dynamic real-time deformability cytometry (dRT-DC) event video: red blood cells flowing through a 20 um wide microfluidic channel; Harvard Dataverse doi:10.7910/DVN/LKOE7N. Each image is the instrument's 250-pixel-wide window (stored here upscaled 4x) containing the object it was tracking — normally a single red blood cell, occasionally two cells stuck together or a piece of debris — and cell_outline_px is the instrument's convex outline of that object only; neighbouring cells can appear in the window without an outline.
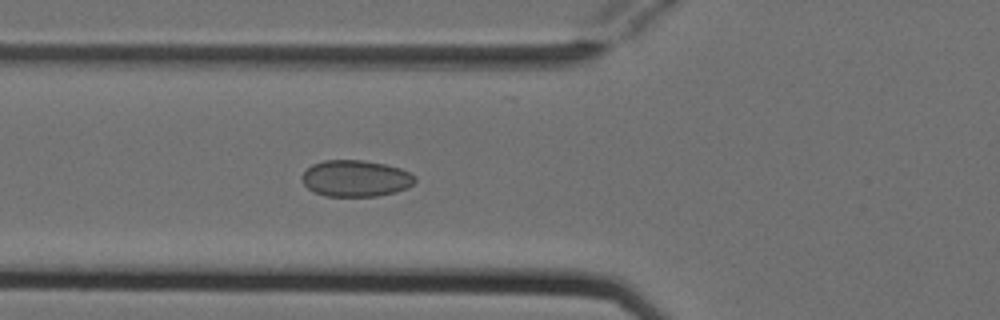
{"species": "Egyptian fruit bat (a non-hibernating species)", "species_latin": "Rousettus aegyptiacus", "temperature_condition": "cold", "stored_images_in_passage": 5, "camera_frame_rate_fps": 3000, "um_per_image_px": 0.085, "animal": {"sex": "female"}, "frame": {"image": 1, "passage_image": 5, "time_ms": 1.333, "image_size_px": [1000, 320], "cell_outline_px": [[416, 180], [408, 188], [396, 192], [376, 196], [324, 196], [308, 188], [304, 184], [300, 176], [312, 164], [324, 160], [360, 160], [384, 164], [400, 168], [416, 176]], "centroid_in_image_um": [30.23, 15.17], "position_along_channel_um": 95.6, "area_um2": 23.99}}